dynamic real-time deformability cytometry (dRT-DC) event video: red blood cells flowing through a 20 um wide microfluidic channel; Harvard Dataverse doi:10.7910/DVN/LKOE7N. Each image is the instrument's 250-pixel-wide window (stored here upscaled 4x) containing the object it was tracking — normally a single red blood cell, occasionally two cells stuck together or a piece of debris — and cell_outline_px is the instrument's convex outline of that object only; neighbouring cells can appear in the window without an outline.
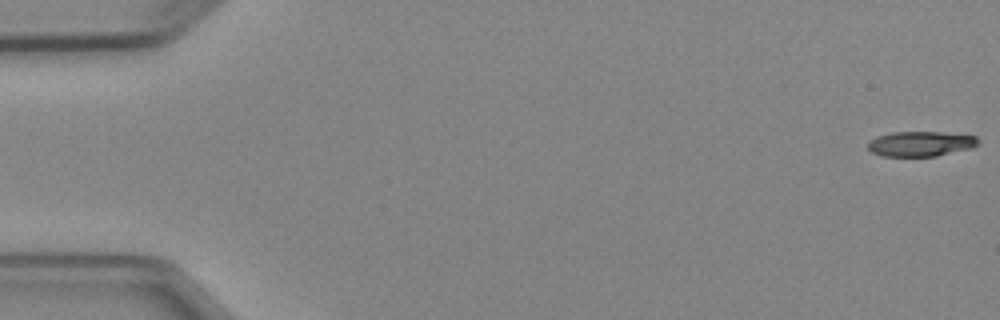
{"species": "Egyptian fruit bat (a non-hibernating species)", "species_latin": "Rousettus aegyptiacus", "temperature_condition": "cold", "stored_images_in_passage": 5, "camera_frame_rate_fps": 3000, "um_per_image_px": 0.085, "animal": {"sex": "female"}, "frame": {"image": 1, "passage_image": 1, "time_ms": 0.0, "image_size_px": [1000, 320], "cell_outline_px": [[980, 144], [972, 148], [936, 156], [884, 156], [872, 152], [868, 148], [868, 140], [876, 136], [892, 132], [944, 132], [976, 136], [980, 140]], "centroid_in_image_um": [78.28, 12.21], "position_along_channel_um": 6.7, "area_um2": 16.24}}
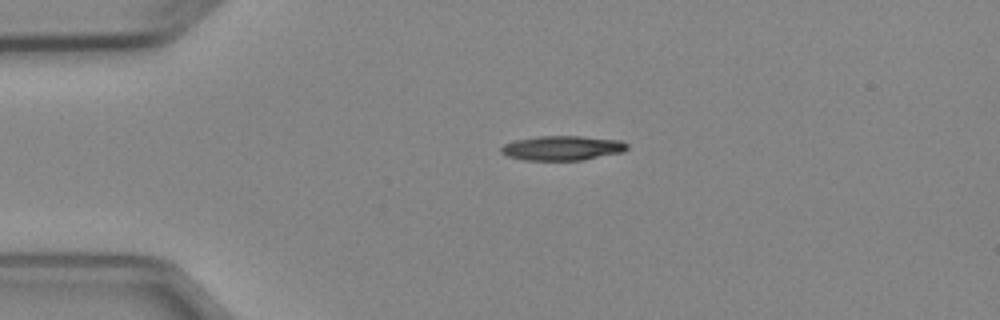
{"frame": {"image": 2, "passage_image": 4, "time_ms": 3.667, "image_size_px": [1000, 320], "cell_outline_px": [[628, 148], [624, 152], [584, 160], [524, 160], [508, 156], [500, 152], [500, 148], [504, 144], [512, 140], [536, 136], [580, 136], [620, 140], [628, 144]], "centroid_in_image_um": [47.79, 12.58], "position_along_channel_um": 37.2, "area_um2": 18.26}}